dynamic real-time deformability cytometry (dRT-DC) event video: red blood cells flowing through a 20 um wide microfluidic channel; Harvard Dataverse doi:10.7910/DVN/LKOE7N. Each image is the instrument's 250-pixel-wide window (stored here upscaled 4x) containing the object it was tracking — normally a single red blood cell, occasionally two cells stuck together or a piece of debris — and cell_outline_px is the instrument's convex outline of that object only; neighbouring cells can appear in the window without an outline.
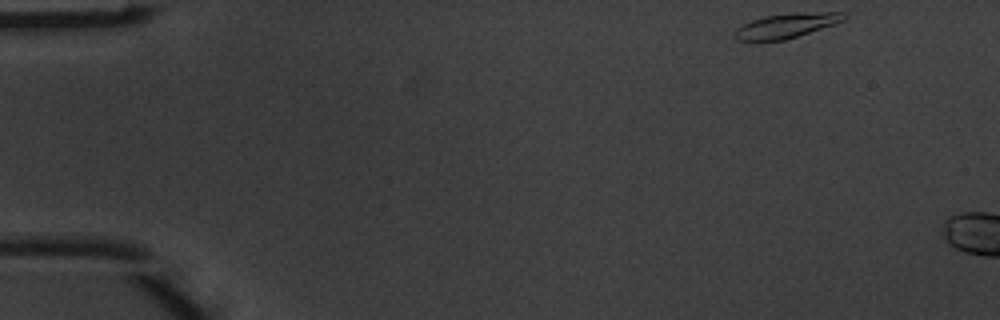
{"species": "common noctule bat (a hibernating species)", "species_latin": "Nyctalus noctula", "temperature_condition": "warm", "stored_images_in_passage": 2, "segment_of_instrument_passage": [1, 2], "camera_frame_rate_fps": 3000, "um_per_image_px": 0.085, "animal": {"sex": "male", "body_mass_g": 20.1, "forearm_length_mm": 53.5}, "frame": {"image": 1, "passage_image": 1, "time_ms": 0.0, "image_size_px": [1000, 320], "cell_outline_px": [[848, 16], [844, 20], [836, 24], [784, 40], [736, 40], [736, 28], [752, 20], [764, 16], [824, 12], [844, 12]], "centroid_in_image_um": [66.9, 2.18], "position_along_channel_um": 18.1, "area_um2": 15.14}}